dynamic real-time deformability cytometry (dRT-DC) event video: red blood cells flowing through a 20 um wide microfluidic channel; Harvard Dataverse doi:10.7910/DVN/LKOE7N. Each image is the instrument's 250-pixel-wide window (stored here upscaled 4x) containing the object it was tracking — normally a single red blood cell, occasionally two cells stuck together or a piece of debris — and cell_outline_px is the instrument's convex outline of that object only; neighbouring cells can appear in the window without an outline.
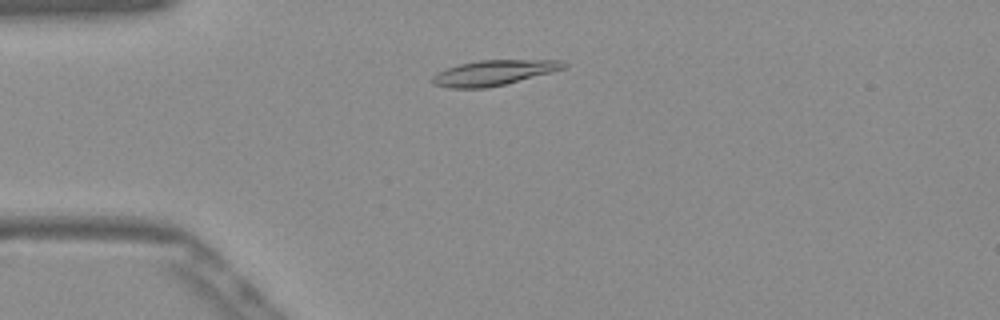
{"species": "Egyptian fruit bat (a non-hibernating species)", "species_latin": "Rousettus aegyptiacus", "temperature_condition": "warm", "stored_images_in_passage": 48, "camera_frame_rate_fps": 3000, "um_per_image_px": 0.085, "frame": {"image": 1, "passage_image": 9, "time_ms": 2.667, "image_size_px": [1000, 320], "cell_outline_px": [[568, 64], [564, 68], [552, 72], [504, 84], [484, 88], [448, 88], [432, 84], [432, 76], [448, 68], [460, 64], [480, 60], [560, 60]], "centroid_in_image_um": [41.96, 6.18], "position_along_channel_um": 43.0, "area_um2": 19.02}}
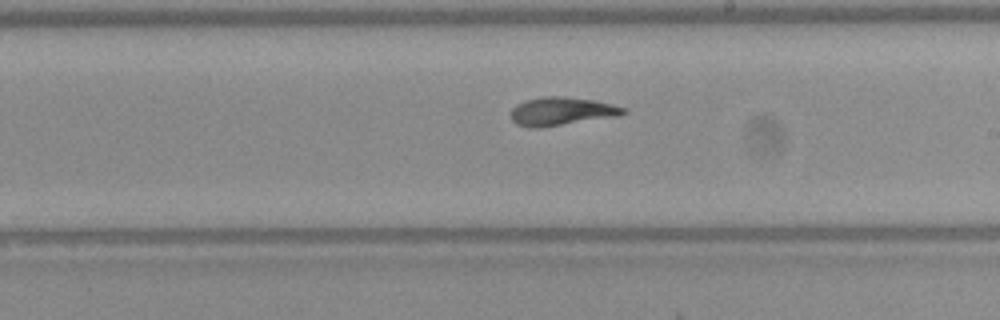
{"frame": {"image": 2, "passage_image": 26, "time_ms": 8.333, "image_size_px": [1000, 320], "cell_outline_px": [[628, 112], [620, 116], [536, 128], [532, 128], [516, 124], [512, 120], [512, 108], [516, 104], [524, 100], [544, 96], [564, 96], [596, 100], [612, 104], [624, 108]], "centroid_in_image_um": [47.75, 9.45], "position_along_channel_um": 241.3, "area_um2": 18.61}}
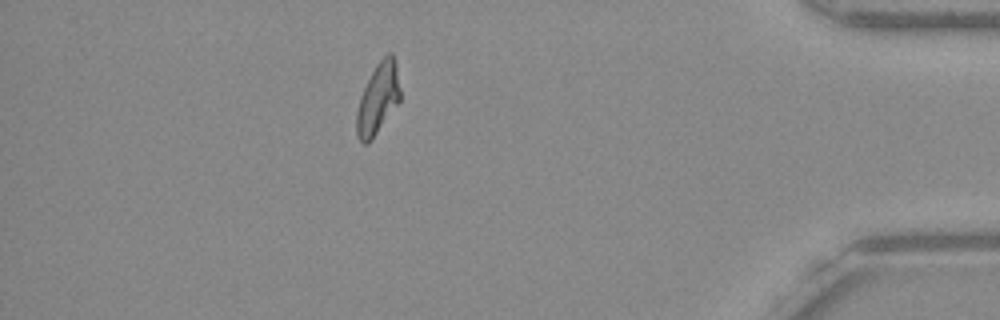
{"frame": {"image": 3, "passage_image": 42, "time_ms": 13.667, "image_size_px": [1000, 320], "cell_outline_px": [[400, 100], [372, 140], [368, 144], [364, 144], [356, 136], [356, 112], [360, 96], [376, 64], [388, 52], [392, 52], [396, 60], [400, 88]], "centroid_in_image_um": [32.12, 8.39], "position_along_channel_um": 403.1, "area_um2": 18.09}, "authors_computed_cell_mechanics": {"area_um2": 18.2648, "velocity_mm_per_s": 3.8672, "shape_relaxation_time_tau1_ms": 7.3065, "shape_relaxation_time_tau2_ms": 3.4479, "deformation_change_tau1": 0.2336, "deformation_change_tau2": 0.0592}}